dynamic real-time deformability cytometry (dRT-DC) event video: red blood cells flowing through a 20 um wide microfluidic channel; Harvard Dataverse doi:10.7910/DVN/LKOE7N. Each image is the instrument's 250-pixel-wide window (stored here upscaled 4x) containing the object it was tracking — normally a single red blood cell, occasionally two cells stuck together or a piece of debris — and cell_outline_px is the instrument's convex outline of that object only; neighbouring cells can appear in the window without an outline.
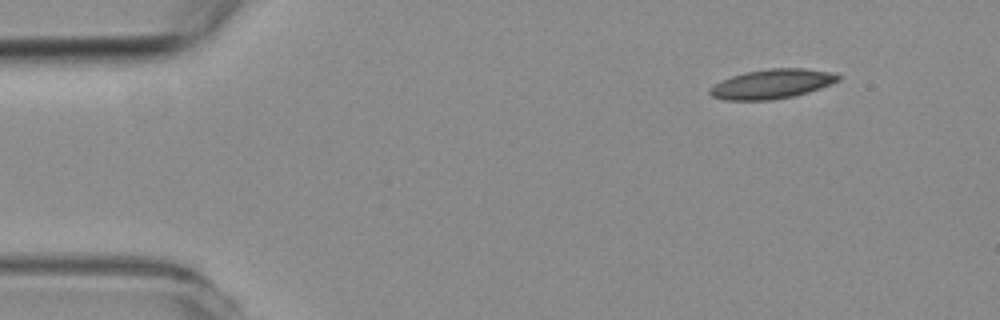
{"species": "common noctule bat (a hibernating species)", "species_latin": "Nyctalus noctula", "temperature_condition": "room temperature", "stored_images_in_passage": 4, "camera_frame_rate_fps": 3000, "um_per_image_px": 0.085, "animal": {"sex": "female", "body_mass_g": 19.3, "forearm_length_mm": 54.1}, "frame": {"image": 1, "passage_image": 1, "time_ms": 0.0, "image_size_px": [1000, 320], "cell_outline_px": [[840, 80], [832, 84], [796, 96], [772, 100], [724, 100], [712, 96], [708, 92], [708, 88], [720, 80], [744, 72], [768, 68], [804, 68], [836, 72], [840, 76]], "centroid_in_image_um": [65.62, 7.13], "position_along_channel_um": 19.4, "area_um2": 22.43}}
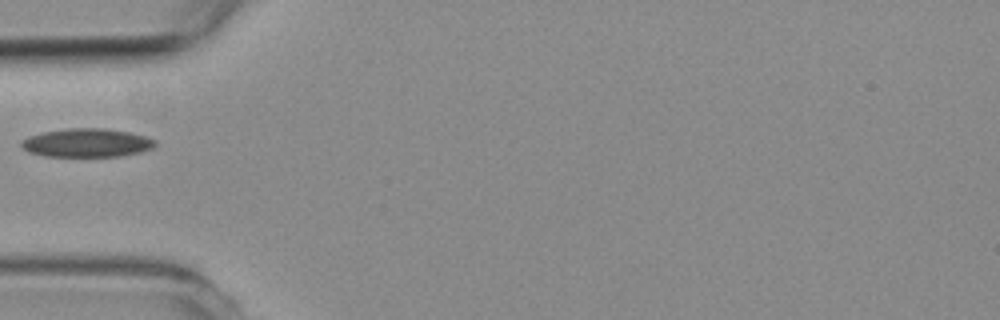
{"frame": {"image": 2, "passage_image": 4, "time_ms": 4.0, "image_size_px": [1000, 320], "cell_outline_px": [[156, 144], [152, 148], [140, 152], [120, 156], [44, 156], [28, 152], [20, 144], [28, 136], [44, 132], [68, 128], [104, 128], [128, 132], [144, 136], [156, 140]], "centroid_in_image_um": [7.38, 12.14], "position_along_channel_um": 77.6, "area_um2": 22.08}}